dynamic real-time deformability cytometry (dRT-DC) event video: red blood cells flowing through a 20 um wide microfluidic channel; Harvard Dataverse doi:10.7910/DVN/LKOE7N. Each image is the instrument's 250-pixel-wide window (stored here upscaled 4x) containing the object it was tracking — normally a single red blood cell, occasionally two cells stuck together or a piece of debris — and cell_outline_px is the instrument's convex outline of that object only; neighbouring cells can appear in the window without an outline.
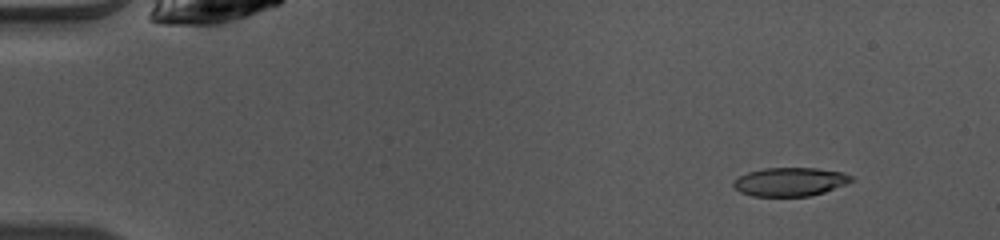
{"species": "common noctule bat (a hibernating species)", "species_latin": "Nyctalus noctula", "temperature_condition": "warm", "stored_images_in_passage": 48, "camera_frame_rate_fps": 3000, "um_per_image_px": 0.085, "animal": {"sex": "female", "body_mass_g": 10.0, "forearm_length_mm": 53.1}, "frame": {"image": 1, "passage_image": 5, "time_ms": 1.333, "image_size_px": [1000, 240], "cell_outline_px": [[852, 180], [844, 184], [824, 192], [808, 196], [752, 196], [740, 192], [732, 184], [740, 176], [748, 172], [764, 168], [816, 168], [840, 172], [852, 176]], "centroid_in_image_um": [67.12, 15.45], "position_along_channel_um": 17.9, "area_um2": 19.31}}
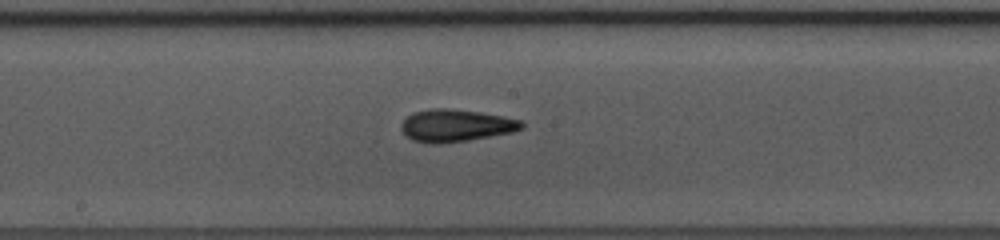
{"frame": {"image": 2, "passage_image": 26, "time_ms": 8.333, "image_size_px": [1000, 240], "cell_outline_px": [[524, 128], [512, 132], [468, 140], [440, 144], [428, 144], [412, 140], [400, 128], [400, 124], [412, 112], [428, 108], [444, 108], [480, 112], [504, 116], [524, 120]], "centroid_in_image_um": [38.75, 10.67], "position_along_channel_um": 209.4, "area_um2": 22.89}}
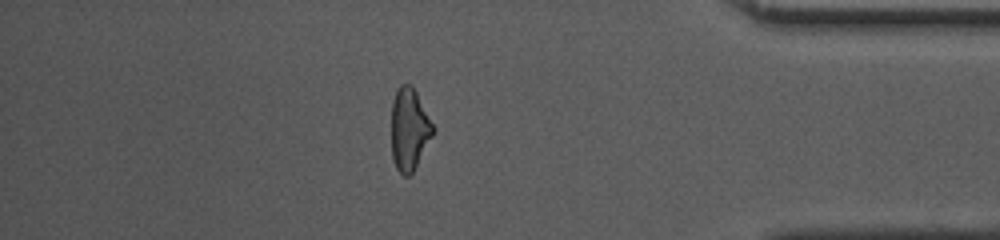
{"frame": {"image": 3, "passage_image": 42, "time_ms": 13.667, "image_size_px": [1000, 240], "cell_outline_px": [[436, 128], [432, 136], [412, 172], [408, 176], [404, 176], [396, 168], [392, 156], [392, 100], [400, 84], [412, 84]], "centroid_in_image_um": [34.79, 10.95], "position_along_channel_um": 400.4, "area_um2": 19.83}}